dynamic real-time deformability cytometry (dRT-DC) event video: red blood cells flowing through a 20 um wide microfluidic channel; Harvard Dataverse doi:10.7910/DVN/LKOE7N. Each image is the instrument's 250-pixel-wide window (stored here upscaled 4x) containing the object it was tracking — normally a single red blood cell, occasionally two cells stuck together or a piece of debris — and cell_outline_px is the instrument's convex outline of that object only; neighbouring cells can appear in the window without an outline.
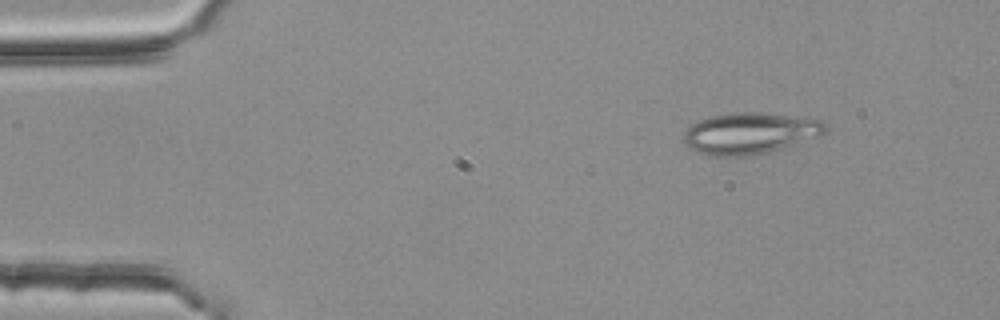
{"species": "common noctule bat (a hibernating species)", "species_latin": "Nyctalus noctula", "temperature_condition": "room temperature", "stored_images_in_passage": 3, "segment_of_instrument_passage": [2, 2], "camera_frame_rate_fps": 3000, "um_per_image_px": 0.085, "animal": {"sex": "female", "body_mass_g": 25.1}, "frame": {"image": 1, "passage_image": 3, "time_ms": 0.667, "image_size_px": [1000, 320], "cell_outline_px": [[828, 128], [824, 132], [800, 144], [768, 152], [744, 156], [712, 156], [696, 152], [688, 148], [684, 144], [684, 132], [696, 120], [712, 116], [740, 112], [760, 112], [820, 116], [824, 120]], "centroid_in_image_um": [63.83, 11.3], "position_along_channel_um": 21.2, "area_um2": 35.14}}